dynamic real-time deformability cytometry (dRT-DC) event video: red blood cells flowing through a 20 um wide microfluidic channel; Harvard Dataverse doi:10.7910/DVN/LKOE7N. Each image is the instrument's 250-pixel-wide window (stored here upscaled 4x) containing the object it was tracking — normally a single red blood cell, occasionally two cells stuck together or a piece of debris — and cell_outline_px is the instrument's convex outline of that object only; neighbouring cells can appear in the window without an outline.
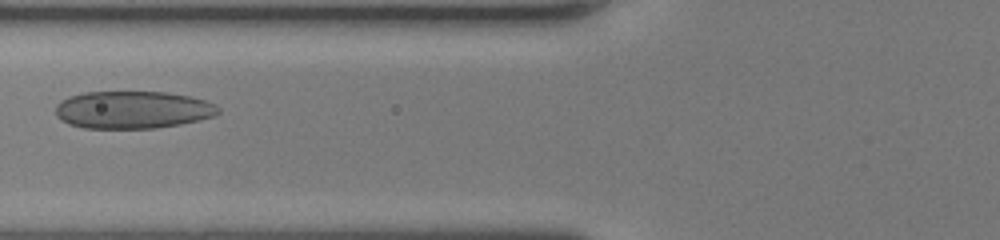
{"species": "human", "species_latin": "Homo sapiens", "temperature_condition": "room temperature", "stored_images_in_passage": 40, "camera_frame_rate_fps": 3000, "um_per_image_px": 0.085, "donor": {"sex": "female"}, "frame": {"image": 1, "passage_image": 12, "time_ms": 3.667, "image_size_px": [1000, 240], "cell_outline_px": [[220, 112], [212, 116], [200, 120], [180, 124], [156, 128], [84, 128], [68, 124], [60, 120], [56, 116], [56, 104], [60, 100], [68, 96], [84, 92], [168, 92], [188, 96], [204, 100], [216, 104], [220, 108]], "centroid_in_image_um": [11.25, 9.33], "position_along_channel_um": 114.5, "area_um2": 35.78}}
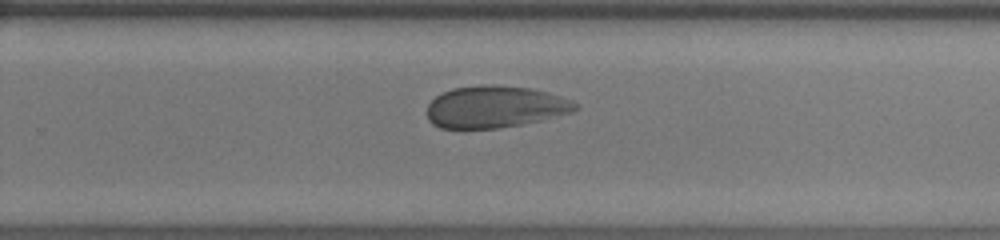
{"frame": {"image": 2, "passage_image": 24, "time_ms": 7.667, "image_size_px": [1000, 240], "cell_outline_px": [[580, 108], [572, 112], [524, 124], [500, 128], [440, 128], [432, 124], [428, 120], [428, 104], [436, 96], [452, 88], [480, 84], [492, 84], [532, 88], [548, 92], [572, 100], [580, 104]], "centroid_in_image_um": [42.11, 9.07], "position_along_channel_um": 287.7, "area_um2": 36.53}}
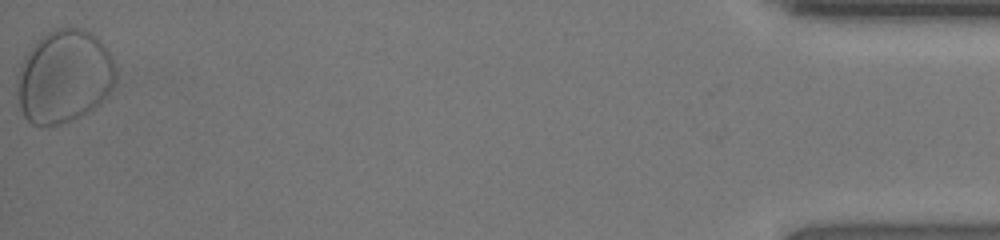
{"frame": {"image": 3, "passage_image": 40, "time_ms": 13.0, "image_size_px": [1000, 240], "cell_outline_px": [[116, 76], [112, 88], [92, 108], [80, 116], [72, 120], [60, 124], [32, 124], [24, 116], [20, 108], [16, 88], [16, 76], [20, 64], [28, 52], [48, 32], [56, 28], [84, 28], [96, 36], [104, 44], [112, 56], [116, 68]], "centroid_in_image_um": [5.45, 6.49], "position_along_channel_um": 429.8, "area_um2": 53.12}, "authors_computed_cell_mechanics": {"area_um2": 38.4081, "velocity_mm_per_s": 4.3377, "shape_relaxation_time_tau1_ms": 9.3218, "shape_relaxation_time_tau2_ms": 1.5757, "deformation_change_tau1": 0.1487, "deformation_change_tau2": 0.0557}}